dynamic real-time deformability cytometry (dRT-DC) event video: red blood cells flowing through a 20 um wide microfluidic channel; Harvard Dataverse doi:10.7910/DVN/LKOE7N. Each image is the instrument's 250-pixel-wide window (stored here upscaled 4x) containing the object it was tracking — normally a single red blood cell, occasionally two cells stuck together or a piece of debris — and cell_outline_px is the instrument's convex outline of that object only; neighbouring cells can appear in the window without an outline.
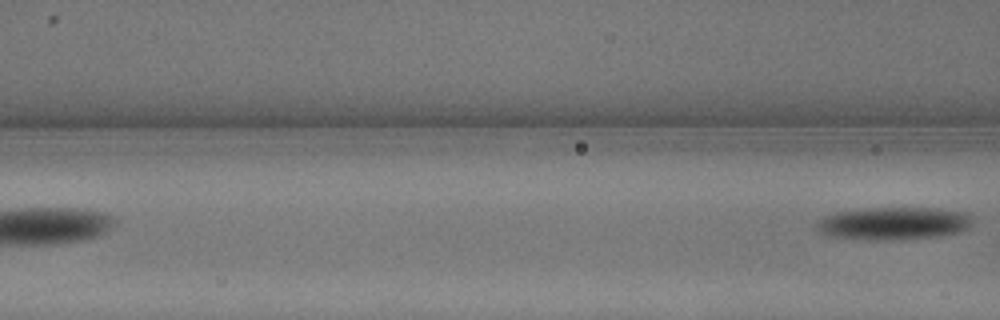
{"species": "common noctule bat (a hibernating species)", "species_latin": "Nyctalus noctula", "temperature_condition": "warm", "stored_images_in_passage": 9, "segment_of_instrument_passage": [2, 2], "camera_frame_rate_fps": 3000, "um_per_image_px": 0.085, "animal": {"sex": "male", "body_mass_g": 13.3}, "frame": {"image": 1, "passage_image": 9, "time_ms": 2.667, "image_size_px": [1000, 320], "cell_outline_px": [[972, 224], [968, 228], [960, 232], [940, 236], [832, 236], [820, 232], [816, 228], [816, 224], [824, 216], [836, 212], [868, 208], [936, 208], [964, 212], [972, 216]], "centroid_in_image_um": [76.05, 18.91], "position_along_channel_um": 90.6, "area_um2": 27.86}}